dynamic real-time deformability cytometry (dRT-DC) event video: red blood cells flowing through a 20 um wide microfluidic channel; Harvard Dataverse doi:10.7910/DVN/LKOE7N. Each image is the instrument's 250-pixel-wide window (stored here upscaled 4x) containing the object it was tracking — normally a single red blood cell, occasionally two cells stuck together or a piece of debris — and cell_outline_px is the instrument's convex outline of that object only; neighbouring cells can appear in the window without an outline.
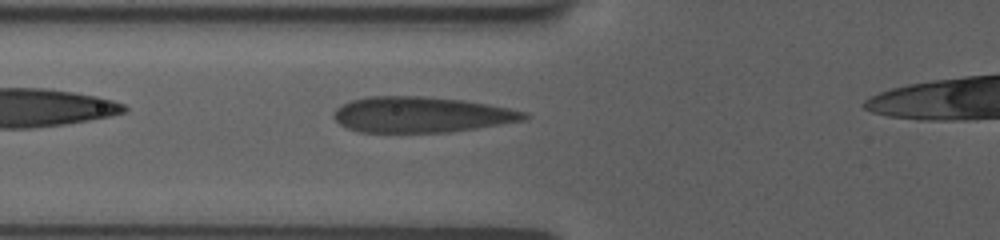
{"species": "human", "species_latin": "Homo sapiens", "temperature_condition": "room temperature", "stored_images_in_passage": 33, "camera_frame_rate_fps": 3000, "um_per_image_px": 0.085, "donor": {"sex": "female"}, "frame": {"image": 1, "passage_image": 4, "time_ms": 1.0, "image_size_px": [1000, 240], "cell_outline_px": [[528, 120], [476, 128], [448, 132], [360, 132], [348, 128], [340, 124], [332, 116], [332, 112], [336, 108], [352, 100], [368, 96], [424, 96], [464, 100], [488, 104], [528, 112]], "centroid_in_image_um": [35.83, 9.74], "position_along_channel_um": 90.0, "area_um2": 39.71}}
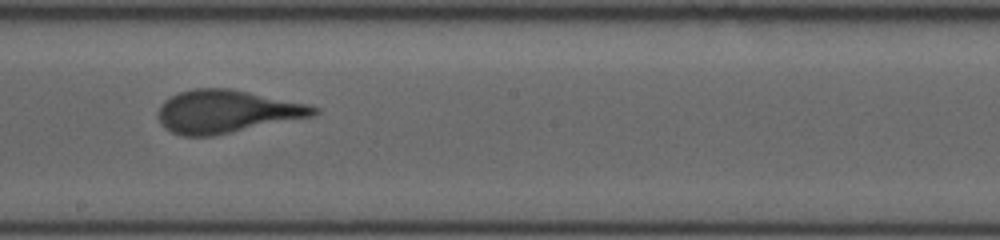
{"frame": {"image": 2, "passage_image": 15, "time_ms": 4.667, "image_size_px": [1000, 240], "cell_outline_px": [[320, 112], [316, 116], [212, 136], [180, 136], [164, 128], [160, 120], [160, 104], [164, 100], [180, 92], [192, 88], [228, 88], [308, 104], [320, 108]], "centroid_in_image_um": [19.3, 9.49], "position_along_channel_um": 228.9, "area_um2": 38.84}}
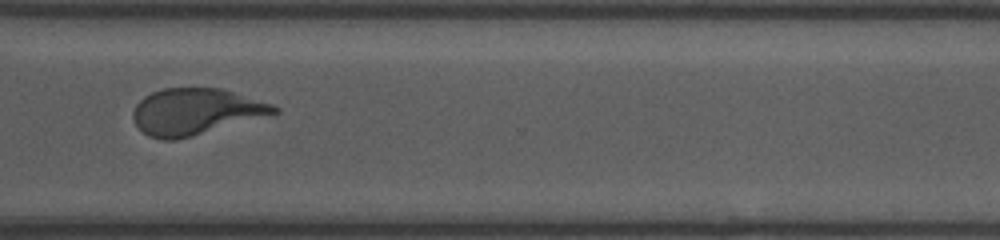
{"frame": {"image": 3, "passage_image": 25, "time_ms": 8.0, "image_size_px": [1000, 240], "cell_outline_px": [[280, 112], [192, 136], [176, 140], [164, 140], [148, 136], [136, 124], [132, 116], [132, 112], [136, 104], [144, 96], [152, 92], [164, 88], [220, 88], [272, 104], [280, 108]], "centroid_in_image_um": [16.6, 9.48], "position_along_channel_um": 354.0, "area_um2": 37.69}}